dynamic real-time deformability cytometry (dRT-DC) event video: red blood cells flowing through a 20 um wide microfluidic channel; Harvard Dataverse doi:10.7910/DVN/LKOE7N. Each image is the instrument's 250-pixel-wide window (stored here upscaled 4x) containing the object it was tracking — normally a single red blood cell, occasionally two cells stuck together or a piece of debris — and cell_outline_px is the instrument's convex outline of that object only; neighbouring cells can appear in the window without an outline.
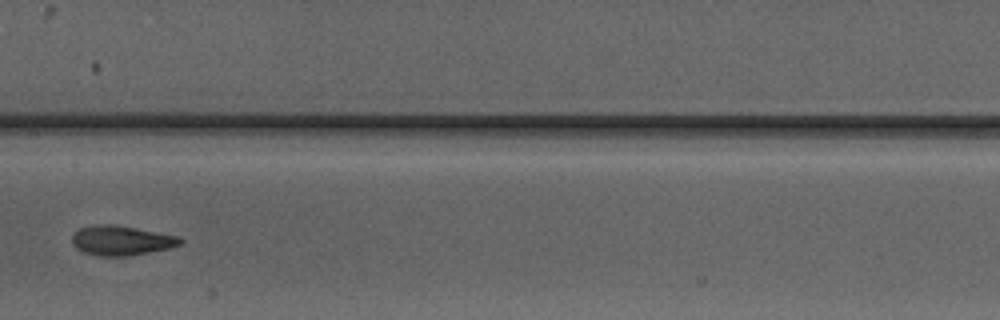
{"species": "Egyptian fruit bat (a non-hibernating species)", "species_latin": "Rousettus aegyptiacus", "temperature_condition": "warm", "stored_images_in_passage": 5, "camera_frame_rate_fps": 3000, "um_per_image_px": 0.085, "animal": {"sex": "male"}, "frame": {"image": 1, "passage_image": 4, "time_ms": 3.667, "image_size_px": [1000, 320], "cell_outline_px": [[184, 240], [180, 244], [168, 248], [128, 256], [96, 256], [84, 252], [76, 248], [72, 244], [72, 236], [80, 228], [100, 224], [112, 224], [180, 236]], "centroid_in_image_um": [10.3, 20.45], "position_along_channel_um": 197.1, "area_um2": 18.55}}
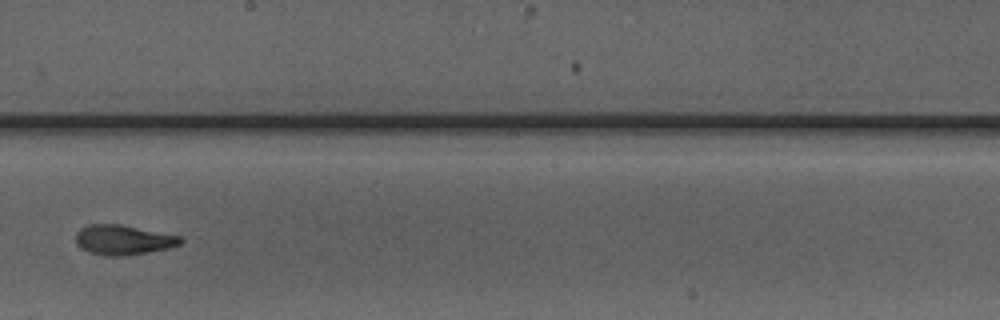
{"frame": {"image": 2, "passage_image": 5, "time_ms": 4.667, "image_size_px": [1000, 320], "cell_outline_px": [[184, 240], [180, 244], [168, 248], [148, 252], [124, 256], [104, 256], [88, 252], [76, 240], [76, 232], [80, 228], [88, 224], [120, 224], [180, 236]], "centroid_in_image_um": [10.48, 20.39], "position_along_channel_um": 237.7, "area_um2": 18.09}}